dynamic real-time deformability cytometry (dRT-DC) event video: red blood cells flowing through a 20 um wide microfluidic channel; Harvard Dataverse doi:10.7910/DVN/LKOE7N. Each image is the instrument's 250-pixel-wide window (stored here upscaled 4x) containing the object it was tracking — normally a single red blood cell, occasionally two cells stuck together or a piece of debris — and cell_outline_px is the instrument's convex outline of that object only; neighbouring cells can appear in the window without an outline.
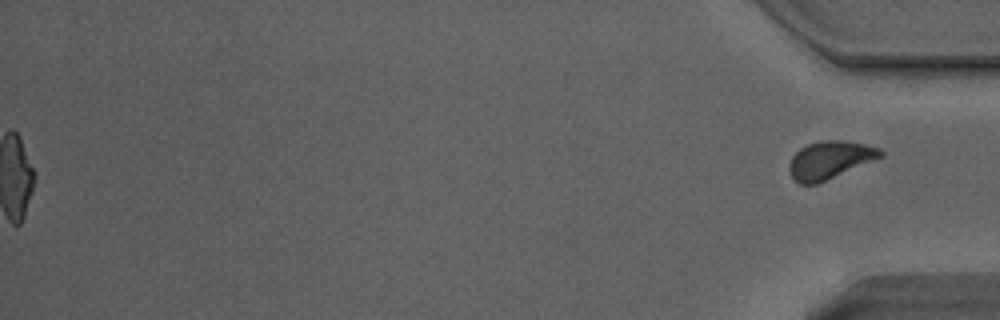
{"species": "Egyptian fruit bat (a non-hibernating species)", "species_latin": "Rousettus aegyptiacus", "temperature_condition": "warm", "stored_images_in_passage": 51, "segment_of_instrument_passage": [2, 2], "camera_frame_rate_fps": 3000, "um_per_image_px": 0.085, "animal": {"sex": "male"}, "frame": {"image": 1, "passage_image": 51, "time_ms": 16.667, "image_size_px": [1000, 320], "cell_outline_px": [[884, 156], [816, 184], [800, 184], [792, 176], [788, 168], [788, 164], [792, 156], [800, 148], [808, 144], [820, 140], [844, 140], [864, 144], [880, 148], [884, 152]], "centroid_in_image_um": [70.53, 13.58], "position_along_channel_um": 364.7, "area_um2": 20.0}}